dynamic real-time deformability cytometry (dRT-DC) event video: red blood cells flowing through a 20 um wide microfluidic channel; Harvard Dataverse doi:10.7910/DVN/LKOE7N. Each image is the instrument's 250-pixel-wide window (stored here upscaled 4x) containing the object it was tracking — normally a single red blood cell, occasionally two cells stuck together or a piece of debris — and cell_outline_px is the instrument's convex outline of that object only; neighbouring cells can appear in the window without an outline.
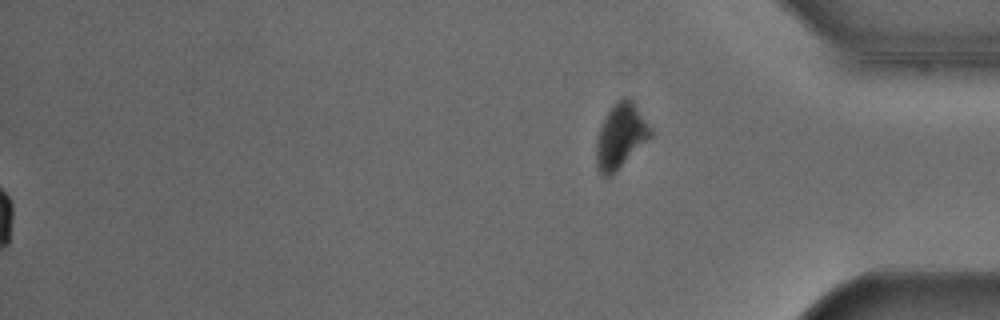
{"species": "Egyptian fruit bat (a non-hibernating species)", "species_latin": "Rousettus aegyptiacus", "temperature_condition": "cold", "stored_images_in_passage": 55, "segment_of_instrument_passage": [2, 2], "camera_frame_rate_fps": 3000, "um_per_image_px": 0.085, "animal": {"sex": "male"}, "frame": {"image": 1, "passage_image": 55, "time_ms": 18.0, "image_size_px": [1000, 320], "cell_outline_px": [[652, 136], [612, 176], [604, 176], [600, 172], [596, 164], [596, 140], [604, 116], [616, 100], [624, 96], [628, 96], [632, 100], [652, 128]], "centroid_in_image_um": [52.75, 11.54], "position_along_channel_um": 382.4, "area_um2": 20.63}}